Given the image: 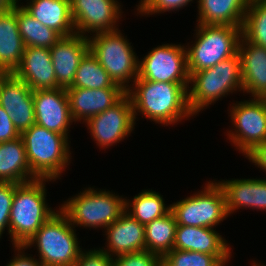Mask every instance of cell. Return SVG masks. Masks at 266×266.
<instances>
[{
	"instance_id": "obj_35",
	"label": "cell",
	"mask_w": 266,
	"mask_h": 266,
	"mask_svg": "<svg viewBox=\"0 0 266 266\" xmlns=\"http://www.w3.org/2000/svg\"><path fill=\"white\" fill-rule=\"evenodd\" d=\"M15 189L16 183L0 182V238L6 228L9 233L10 211Z\"/></svg>"
},
{
	"instance_id": "obj_26",
	"label": "cell",
	"mask_w": 266,
	"mask_h": 266,
	"mask_svg": "<svg viewBox=\"0 0 266 266\" xmlns=\"http://www.w3.org/2000/svg\"><path fill=\"white\" fill-rule=\"evenodd\" d=\"M250 0H198L197 24L231 25L242 28Z\"/></svg>"
},
{
	"instance_id": "obj_17",
	"label": "cell",
	"mask_w": 266,
	"mask_h": 266,
	"mask_svg": "<svg viewBox=\"0 0 266 266\" xmlns=\"http://www.w3.org/2000/svg\"><path fill=\"white\" fill-rule=\"evenodd\" d=\"M230 244L214 230L207 227L177 225L174 249L214 255L220 262L231 258Z\"/></svg>"
},
{
	"instance_id": "obj_19",
	"label": "cell",
	"mask_w": 266,
	"mask_h": 266,
	"mask_svg": "<svg viewBox=\"0 0 266 266\" xmlns=\"http://www.w3.org/2000/svg\"><path fill=\"white\" fill-rule=\"evenodd\" d=\"M13 74L33 91L61 88L57 83L49 48L25 47L21 63Z\"/></svg>"
},
{
	"instance_id": "obj_3",
	"label": "cell",
	"mask_w": 266,
	"mask_h": 266,
	"mask_svg": "<svg viewBox=\"0 0 266 266\" xmlns=\"http://www.w3.org/2000/svg\"><path fill=\"white\" fill-rule=\"evenodd\" d=\"M31 173L37 179L55 181L70 163L68 136L34 124L21 135Z\"/></svg>"
},
{
	"instance_id": "obj_12",
	"label": "cell",
	"mask_w": 266,
	"mask_h": 266,
	"mask_svg": "<svg viewBox=\"0 0 266 266\" xmlns=\"http://www.w3.org/2000/svg\"><path fill=\"white\" fill-rule=\"evenodd\" d=\"M136 121L130 97L125 94L116 104L90 118L86 124L100 149L119 143L134 131Z\"/></svg>"
},
{
	"instance_id": "obj_32",
	"label": "cell",
	"mask_w": 266,
	"mask_h": 266,
	"mask_svg": "<svg viewBox=\"0 0 266 266\" xmlns=\"http://www.w3.org/2000/svg\"><path fill=\"white\" fill-rule=\"evenodd\" d=\"M220 261L210 254L173 249L161 259V266H217Z\"/></svg>"
},
{
	"instance_id": "obj_38",
	"label": "cell",
	"mask_w": 266,
	"mask_h": 266,
	"mask_svg": "<svg viewBox=\"0 0 266 266\" xmlns=\"http://www.w3.org/2000/svg\"><path fill=\"white\" fill-rule=\"evenodd\" d=\"M13 248L14 251L17 250V254L15 253L16 256L6 266H43L39 259L37 260L24 253L27 249L24 245H13Z\"/></svg>"
},
{
	"instance_id": "obj_10",
	"label": "cell",
	"mask_w": 266,
	"mask_h": 266,
	"mask_svg": "<svg viewBox=\"0 0 266 266\" xmlns=\"http://www.w3.org/2000/svg\"><path fill=\"white\" fill-rule=\"evenodd\" d=\"M229 116L235 127L227 132L228 139L243 155L266 141V104L262 98L233 103Z\"/></svg>"
},
{
	"instance_id": "obj_43",
	"label": "cell",
	"mask_w": 266,
	"mask_h": 266,
	"mask_svg": "<svg viewBox=\"0 0 266 266\" xmlns=\"http://www.w3.org/2000/svg\"><path fill=\"white\" fill-rule=\"evenodd\" d=\"M263 101L265 102L266 104V94L262 97Z\"/></svg>"
},
{
	"instance_id": "obj_2",
	"label": "cell",
	"mask_w": 266,
	"mask_h": 266,
	"mask_svg": "<svg viewBox=\"0 0 266 266\" xmlns=\"http://www.w3.org/2000/svg\"><path fill=\"white\" fill-rule=\"evenodd\" d=\"M50 179H35L16 183L9 219V235L12 245H25L41 226L53 216L46 202L45 182Z\"/></svg>"
},
{
	"instance_id": "obj_15",
	"label": "cell",
	"mask_w": 266,
	"mask_h": 266,
	"mask_svg": "<svg viewBox=\"0 0 266 266\" xmlns=\"http://www.w3.org/2000/svg\"><path fill=\"white\" fill-rule=\"evenodd\" d=\"M35 123L48 130L68 136L74 122L65 88L33 91Z\"/></svg>"
},
{
	"instance_id": "obj_31",
	"label": "cell",
	"mask_w": 266,
	"mask_h": 266,
	"mask_svg": "<svg viewBox=\"0 0 266 266\" xmlns=\"http://www.w3.org/2000/svg\"><path fill=\"white\" fill-rule=\"evenodd\" d=\"M242 37L266 48V0H250L242 28Z\"/></svg>"
},
{
	"instance_id": "obj_28",
	"label": "cell",
	"mask_w": 266,
	"mask_h": 266,
	"mask_svg": "<svg viewBox=\"0 0 266 266\" xmlns=\"http://www.w3.org/2000/svg\"><path fill=\"white\" fill-rule=\"evenodd\" d=\"M18 29L25 47L51 48L62 36L33 18L19 3L16 4Z\"/></svg>"
},
{
	"instance_id": "obj_27",
	"label": "cell",
	"mask_w": 266,
	"mask_h": 266,
	"mask_svg": "<svg viewBox=\"0 0 266 266\" xmlns=\"http://www.w3.org/2000/svg\"><path fill=\"white\" fill-rule=\"evenodd\" d=\"M177 222L171 210L164 216L144 225L145 250L161 259L174 249Z\"/></svg>"
},
{
	"instance_id": "obj_30",
	"label": "cell",
	"mask_w": 266,
	"mask_h": 266,
	"mask_svg": "<svg viewBox=\"0 0 266 266\" xmlns=\"http://www.w3.org/2000/svg\"><path fill=\"white\" fill-rule=\"evenodd\" d=\"M68 88H121L109 77L107 71L97 59L88 51L81 59L77 68L74 81Z\"/></svg>"
},
{
	"instance_id": "obj_25",
	"label": "cell",
	"mask_w": 266,
	"mask_h": 266,
	"mask_svg": "<svg viewBox=\"0 0 266 266\" xmlns=\"http://www.w3.org/2000/svg\"><path fill=\"white\" fill-rule=\"evenodd\" d=\"M35 179L27 161L23 138L0 143V182L20 184Z\"/></svg>"
},
{
	"instance_id": "obj_11",
	"label": "cell",
	"mask_w": 266,
	"mask_h": 266,
	"mask_svg": "<svg viewBox=\"0 0 266 266\" xmlns=\"http://www.w3.org/2000/svg\"><path fill=\"white\" fill-rule=\"evenodd\" d=\"M138 65V78L155 82L189 83L186 47L162 44L154 47Z\"/></svg>"
},
{
	"instance_id": "obj_34",
	"label": "cell",
	"mask_w": 266,
	"mask_h": 266,
	"mask_svg": "<svg viewBox=\"0 0 266 266\" xmlns=\"http://www.w3.org/2000/svg\"><path fill=\"white\" fill-rule=\"evenodd\" d=\"M113 266H161V258L144 250L113 257Z\"/></svg>"
},
{
	"instance_id": "obj_23",
	"label": "cell",
	"mask_w": 266,
	"mask_h": 266,
	"mask_svg": "<svg viewBox=\"0 0 266 266\" xmlns=\"http://www.w3.org/2000/svg\"><path fill=\"white\" fill-rule=\"evenodd\" d=\"M22 7L33 18L53 29L62 37L75 34L70 0H30Z\"/></svg>"
},
{
	"instance_id": "obj_37",
	"label": "cell",
	"mask_w": 266,
	"mask_h": 266,
	"mask_svg": "<svg viewBox=\"0 0 266 266\" xmlns=\"http://www.w3.org/2000/svg\"><path fill=\"white\" fill-rule=\"evenodd\" d=\"M18 137H20V134L14 127L10 116L0 106V143L11 141Z\"/></svg>"
},
{
	"instance_id": "obj_13",
	"label": "cell",
	"mask_w": 266,
	"mask_h": 266,
	"mask_svg": "<svg viewBox=\"0 0 266 266\" xmlns=\"http://www.w3.org/2000/svg\"><path fill=\"white\" fill-rule=\"evenodd\" d=\"M120 4L117 0H70L75 33L88 37L87 32L117 30L123 13Z\"/></svg>"
},
{
	"instance_id": "obj_18",
	"label": "cell",
	"mask_w": 266,
	"mask_h": 266,
	"mask_svg": "<svg viewBox=\"0 0 266 266\" xmlns=\"http://www.w3.org/2000/svg\"><path fill=\"white\" fill-rule=\"evenodd\" d=\"M69 107L74 122H87L116 104L125 94L122 88H67Z\"/></svg>"
},
{
	"instance_id": "obj_29",
	"label": "cell",
	"mask_w": 266,
	"mask_h": 266,
	"mask_svg": "<svg viewBox=\"0 0 266 266\" xmlns=\"http://www.w3.org/2000/svg\"><path fill=\"white\" fill-rule=\"evenodd\" d=\"M163 196L156 191L142 190L130 201L126 199V212L143 225L166 215L171 206H165Z\"/></svg>"
},
{
	"instance_id": "obj_24",
	"label": "cell",
	"mask_w": 266,
	"mask_h": 266,
	"mask_svg": "<svg viewBox=\"0 0 266 266\" xmlns=\"http://www.w3.org/2000/svg\"><path fill=\"white\" fill-rule=\"evenodd\" d=\"M24 49L15 5L11 10L0 13V71L13 73L21 63Z\"/></svg>"
},
{
	"instance_id": "obj_41",
	"label": "cell",
	"mask_w": 266,
	"mask_h": 266,
	"mask_svg": "<svg viewBox=\"0 0 266 266\" xmlns=\"http://www.w3.org/2000/svg\"><path fill=\"white\" fill-rule=\"evenodd\" d=\"M228 263V260L220 262L217 266H225Z\"/></svg>"
},
{
	"instance_id": "obj_4",
	"label": "cell",
	"mask_w": 266,
	"mask_h": 266,
	"mask_svg": "<svg viewBox=\"0 0 266 266\" xmlns=\"http://www.w3.org/2000/svg\"><path fill=\"white\" fill-rule=\"evenodd\" d=\"M189 84L188 104L193 116L221 97L237 90L243 91L240 55L237 52L211 68L193 72Z\"/></svg>"
},
{
	"instance_id": "obj_22",
	"label": "cell",
	"mask_w": 266,
	"mask_h": 266,
	"mask_svg": "<svg viewBox=\"0 0 266 266\" xmlns=\"http://www.w3.org/2000/svg\"><path fill=\"white\" fill-rule=\"evenodd\" d=\"M217 183L224 193L228 215L242 207L266 210V178L222 180Z\"/></svg>"
},
{
	"instance_id": "obj_5",
	"label": "cell",
	"mask_w": 266,
	"mask_h": 266,
	"mask_svg": "<svg viewBox=\"0 0 266 266\" xmlns=\"http://www.w3.org/2000/svg\"><path fill=\"white\" fill-rule=\"evenodd\" d=\"M75 227L59 209L24 246H36L43 266H75L82 251Z\"/></svg>"
},
{
	"instance_id": "obj_7",
	"label": "cell",
	"mask_w": 266,
	"mask_h": 266,
	"mask_svg": "<svg viewBox=\"0 0 266 266\" xmlns=\"http://www.w3.org/2000/svg\"><path fill=\"white\" fill-rule=\"evenodd\" d=\"M195 43L186 45L189 75L215 66L238 52L241 27L197 24ZM188 47V48H187Z\"/></svg>"
},
{
	"instance_id": "obj_16",
	"label": "cell",
	"mask_w": 266,
	"mask_h": 266,
	"mask_svg": "<svg viewBox=\"0 0 266 266\" xmlns=\"http://www.w3.org/2000/svg\"><path fill=\"white\" fill-rule=\"evenodd\" d=\"M88 51V37L76 33L61 37L50 48L55 76L61 88L72 85L79 63Z\"/></svg>"
},
{
	"instance_id": "obj_39",
	"label": "cell",
	"mask_w": 266,
	"mask_h": 266,
	"mask_svg": "<svg viewBox=\"0 0 266 266\" xmlns=\"http://www.w3.org/2000/svg\"><path fill=\"white\" fill-rule=\"evenodd\" d=\"M245 157L261 170L266 171V141L255 145Z\"/></svg>"
},
{
	"instance_id": "obj_9",
	"label": "cell",
	"mask_w": 266,
	"mask_h": 266,
	"mask_svg": "<svg viewBox=\"0 0 266 266\" xmlns=\"http://www.w3.org/2000/svg\"><path fill=\"white\" fill-rule=\"evenodd\" d=\"M202 191L171 204L177 225L214 228L229 215L218 183L209 181Z\"/></svg>"
},
{
	"instance_id": "obj_42",
	"label": "cell",
	"mask_w": 266,
	"mask_h": 266,
	"mask_svg": "<svg viewBox=\"0 0 266 266\" xmlns=\"http://www.w3.org/2000/svg\"><path fill=\"white\" fill-rule=\"evenodd\" d=\"M253 262H254V263H252V264H253L252 266H265V265H263V264L261 265L260 263L258 264V262L256 263L255 260H254Z\"/></svg>"
},
{
	"instance_id": "obj_33",
	"label": "cell",
	"mask_w": 266,
	"mask_h": 266,
	"mask_svg": "<svg viewBox=\"0 0 266 266\" xmlns=\"http://www.w3.org/2000/svg\"><path fill=\"white\" fill-rule=\"evenodd\" d=\"M193 0H140L139 4L136 5L137 13L148 15H155V13H164L169 11H177L188 5Z\"/></svg>"
},
{
	"instance_id": "obj_36",
	"label": "cell",
	"mask_w": 266,
	"mask_h": 266,
	"mask_svg": "<svg viewBox=\"0 0 266 266\" xmlns=\"http://www.w3.org/2000/svg\"><path fill=\"white\" fill-rule=\"evenodd\" d=\"M75 266H113V258L105 251L99 249H90L81 251Z\"/></svg>"
},
{
	"instance_id": "obj_44",
	"label": "cell",
	"mask_w": 266,
	"mask_h": 266,
	"mask_svg": "<svg viewBox=\"0 0 266 266\" xmlns=\"http://www.w3.org/2000/svg\"><path fill=\"white\" fill-rule=\"evenodd\" d=\"M4 74V72H2V71H0V78H1V76Z\"/></svg>"
},
{
	"instance_id": "obj_14",
	"label": "cell",
	"mask_w": 266,
	"mask_h": 266,
	"mask_svg": "<svg viewBox=\"0 0 266 266\" xmlns=\"http://www.w3.org/2000/svg\"><path fill=\"white\" fill-rule=\"evenodd\" d=\"M0 106L20 135L35 124L33 90L13 73L0 78Z\"/></svg>"
},
{
	"instance_id": "obj_8",
	"label": "cell",
	"mask_w": 266,
	"mask_h": 266,
	"mask_svg": "<svg viewBox=\"0 0 266 266\" xmlns=\"http://www.w3.org/2000/svg\"><path fill=\"white\" fill-rule=\"evenodd\" d=\"M126 198L111 191L87 188L59 206L69 222L80 227L106 228L125 211Z\"/></svg>"
},
{
	"instance_id": "obj_20",
	"label": "cell",
	"mask_w": 266,
	"mask_h": 266,
	"mask_svg": "<svg viewBox=\"0 0 266 266\" xmlns=\"http://www.w3.org/2000/svg\"><path fill=\"white\" fill-rule=\"evenodd\" d=\"M104 230L107 248L103 247L101 250L112 258L145 250L144 225L126 211Z\"/></svg>"
},
{
	"instance_id": "obj_6",
	"label": "cell",
	"mask_w": 266,
	"mask_h": 266,
	"mask_svg": "<svg viewBox=\"0 0 266 266\" xmlns=\"http://www.w3.org/2000/svg\"><path fill=\"white\" fill-rule=\"evenodd\" d=\"M119 29L88 36L89 51L124 91L138 78L139 59ZM132 79V80H131Z\"/></svg>"
},
{
	"instance_id": "obj_1",
	"label": "cell",
	"mask_w": 266,
	"mask_h": 266,
	"mask_svg": "<svg viewBox=\"0 0 266 266\" xmlns=\"http://www.w3.org/2000/svg\"><path fill=\"white\" fill-rule=\"evenodd\" d=\"M188 87L189 83L137 79L129 85L126 94L130 97L135 119L141 113L156 124L168 126L193 116L188 104Z\"/></svg>"
},
{
	"instance_id": "obj_40",
	"label": "cell",
	"mask_w": 266,
	"mask_h": 266,
	"mask_svg": "<svg viewBox=\"0 0 266 266\" xmlns=\"http://www.w3.org/2000/svg\"><path fill=\"white\" fill-rule=\"evenodd\" d=\"M19 0H0V13L11 10Z\"/></svg>"
},
{
	"instance_id": "obj_21",
	"label": "cell",
	"mask_w": 266,
	"mask_h": 266,
	"mask_svg": "<svg viewBox=\"0 0 266 266\" xmlns=\"http://www.w3.org/2000/svg\"><path fill=\"white\" fill-rule=\"evenodd\" d=\"M238 54L241 59L243 93L262 98L266 94V48L241 36Z\"/></svg>"
}]
</instances>
